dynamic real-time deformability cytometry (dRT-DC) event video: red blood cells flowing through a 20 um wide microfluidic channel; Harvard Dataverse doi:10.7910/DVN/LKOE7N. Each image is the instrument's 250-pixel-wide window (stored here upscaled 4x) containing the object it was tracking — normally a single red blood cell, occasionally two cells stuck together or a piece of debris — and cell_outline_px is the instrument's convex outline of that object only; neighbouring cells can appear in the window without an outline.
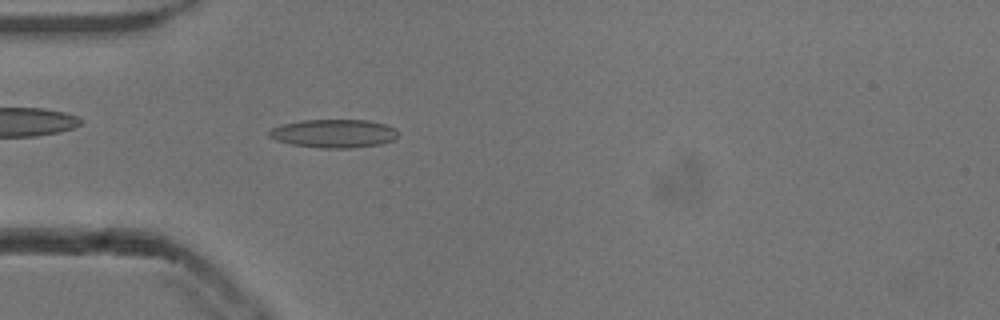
{"species": "common noctule bat (a hibernating species)", "species_latin": "Nyctalus noctula", "temperature_condition": "cold", "stored_images_in_passage": 52, "camera_frame_rate_fps": 3000, "um_per_image_px": 0.085, "animal": {"sex": "male", "body_mass_g": 13.3}, "frame": {"image": 1, "passage_image": 15, "time_ms": 4.667, "image_size_px": [1000, 320], "cell_outline_px": [[400, 132], [396, 140], [380, 144], [352, 148], [324, 148], [292, 144], [276, 140], [268, 136], [268, 132], [272, 128], [280, 124], [300, 120], [368, 120], [388, 124], [396, 128]], "centroid_in_image_um": [28.43, 11.34], "position_along_channel_um": 56.6, "area_um2": 21.68}}
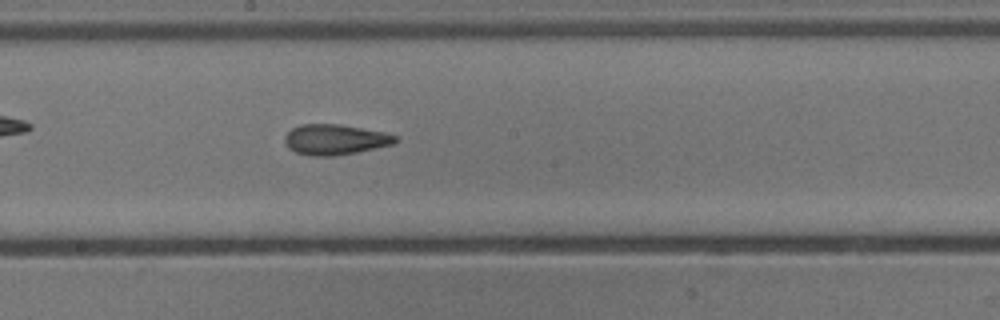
{"frame": {"image": 2, "passage_image": 28, "time_ms": 9.0, "image_size_px": [1000, 320], "cell_outline_px": [[400, 140], [396, 144], [356, 152], [332, 156], [308, 156], [296, 152], [288, 148], [284, 140], [284, 136], [292, 128], [300, 124], [340, 124], [384, 132], [396, 136]], "centroid_in_image_um": [28.49, 11.86], "position_along_channel_um": 219.7, "area_um2": 19.77}}
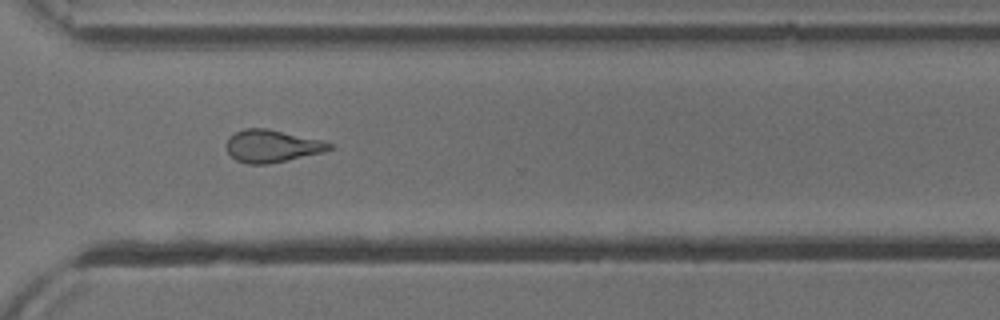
{"frame": {"image": 3, "passage_image": 38, "time_ms": 12.333, "image_size_px": [1000, 320], "cell_outline_px": [[332, 148], [324, 152], [268, 164], [248, 164], [236, 160], [228, 152], [228, 136], [244, 128], [268, 128], [320, 140], [332, 144]], "centroid_in_image_um": [23.11, 12.41], "position_along_channel_um": 347.5, "area_um2": 19.25}, "authors_computed_cell_mechanics": {"area_um2": 19.6809, "velocity_mm_per_s": 3.8468, "shape_relaxation_time_tau1_ms": null, "shape_relaxation_time_tau2_ms": 2.8234, "deformation_change_tau1": null, "deformation_change_tau2": 0.118}}